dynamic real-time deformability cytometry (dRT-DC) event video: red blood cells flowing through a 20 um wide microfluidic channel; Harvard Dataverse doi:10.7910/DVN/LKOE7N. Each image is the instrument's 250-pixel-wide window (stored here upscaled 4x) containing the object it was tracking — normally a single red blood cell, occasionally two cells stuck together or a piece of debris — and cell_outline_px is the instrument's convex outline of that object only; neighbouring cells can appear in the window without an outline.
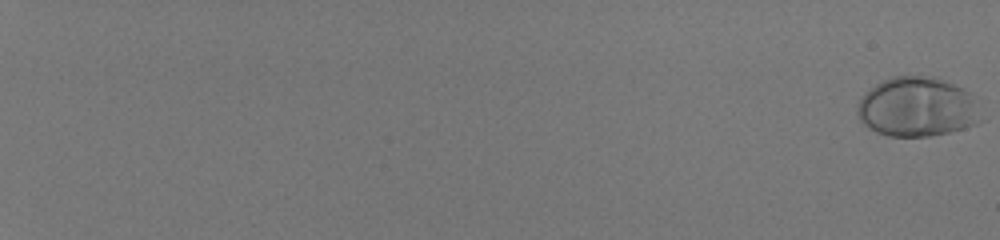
{"species": "human", "species_latin": "Homo sapiens", "temperature_condition": "room temperature", "stored_images_in_passage": 58, "camera_frame_rate_fps": 3000, "um_per_image_px": 0.085, "donor": {"sex": "male"}, "frame": {"image": 1, "passage_image": 1, "time_ms": 0.0, "image_size_px": [1000, 240], "cell_outline_px": [[984, 120], [976, 124], [964, 128], [948, 132], [928, 136], [888, 136], [876, 132], [868, 128], [856, 116], [856, 108], [860, 100], [876, 84], [892, 76], [932, 76], [944, 80], [968, 92]], "centroid_in_image_um": [77.94, 9.11], "position_along_channel_um": 7.1, "area_um2": 42.6}}
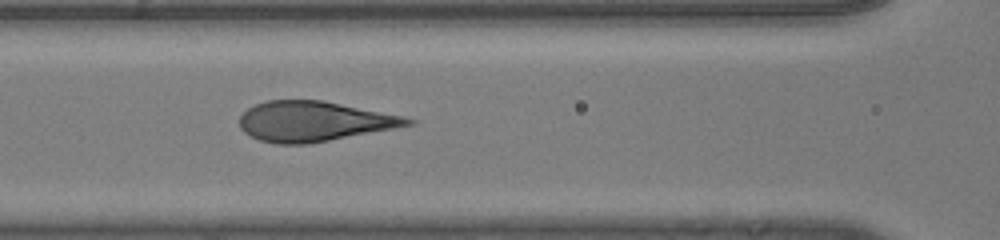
{"frame": {"image": 2, "passage_image": 33, "time_ms": 10.667, "image_size_px": [1000, 240], "cell_outline_px": [[416, 124], [308, 144], [276, 144], [260, 140], [244, 132], [240, 128], [240, 116], [248, 108], [256, 104], [268, 100], [324, 100], [404, 116], [416, 120]], "centroid_in_image_um": [26.7, 10.31], "position_along_channel_um": 139.9, "area_um2": 39.19}}
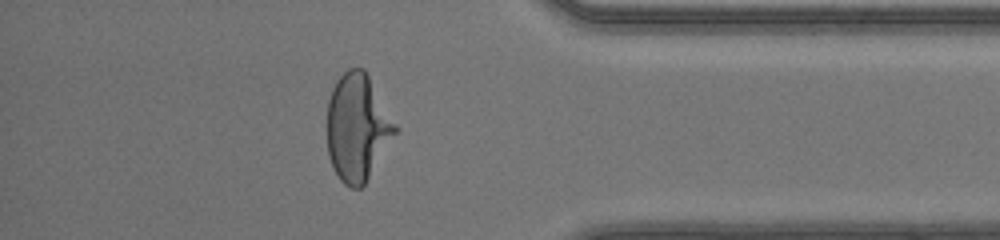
{"frame": {"image": 3, "passage_image": 53, "time_ms": 17.333, "image_size_px": [1000, 240], "cell_outline_px": [[400, 128], [364, 184], [360, 188], [348, 188], [340, 180], [332, 168], [328, 156], [328, 100], [332, 88], [336, 80], [348, 68], [364, 68]], "centroid_in_image_um": [30.39, 10.83], "position_along_channel_um": 404.8, "area_um2": 42.71}}